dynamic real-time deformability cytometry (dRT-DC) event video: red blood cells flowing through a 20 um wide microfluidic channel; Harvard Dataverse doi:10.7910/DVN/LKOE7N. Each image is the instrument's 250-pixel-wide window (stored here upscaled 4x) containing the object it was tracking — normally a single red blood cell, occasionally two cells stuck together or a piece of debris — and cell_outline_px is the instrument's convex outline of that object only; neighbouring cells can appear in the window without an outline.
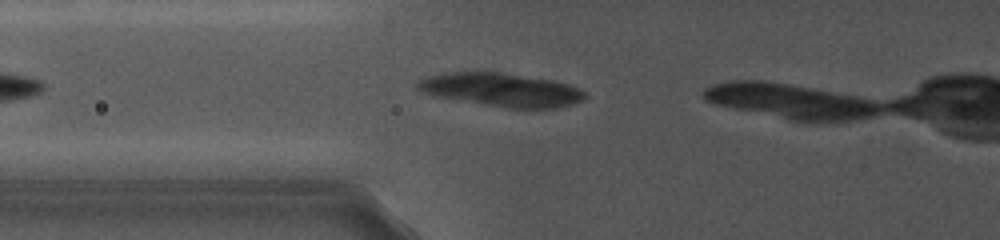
{"species": "common noctule bat (a hibernating species)", "species_latin": "Nyctalus noctula", "temperature_condition": "cold", "stored_images_in_passage": 4, "camera_frame_rate_fps": 5000, "um_per_image_px": 0.085, "animal": {"sex": "female", "body_mass_g": 19.0, "forearm_length_mm": 56.7}, "frame": {"image": 1, "passage_image": 4, "time_ms": 1.2, "image_size_px": [1000, 240], "cell_outline_px": [[588, 96], [584, 100], [572, 104], [552, 108], [508, 108], [440, 96], [420, 92], [416, 88], [416, 80], [428, 76], [444, 72], [500, 72], [556, 80], [580, 88]], "centroid_in_image_um": [42.64, 7.61], "position_along_channel_um": 83.2, "area_um2": 32.54}}